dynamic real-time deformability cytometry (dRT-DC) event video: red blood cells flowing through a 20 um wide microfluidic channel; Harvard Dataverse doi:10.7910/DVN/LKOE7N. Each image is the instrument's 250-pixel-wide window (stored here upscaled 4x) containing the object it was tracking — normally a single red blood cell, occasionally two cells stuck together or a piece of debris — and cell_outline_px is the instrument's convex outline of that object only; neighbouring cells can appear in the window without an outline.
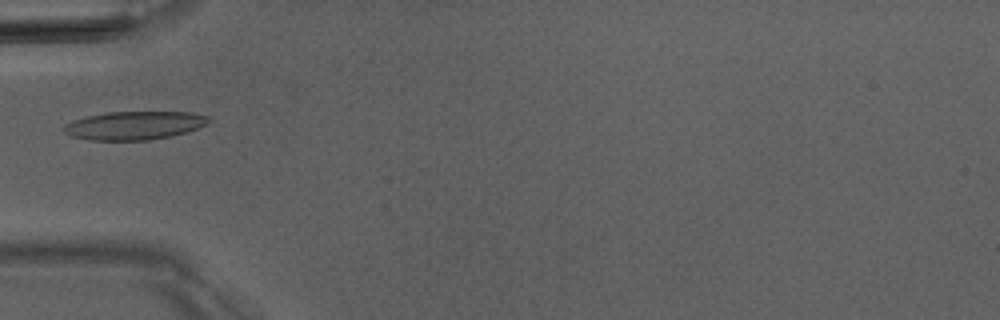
{"species": "Egyptian fruit bat (a non-hibernating species)", "species_latin": "Rousettus aegyptiacus", "temperature_condition": "room temperature", "stored_images_in_passage": 6, "camera_frame_rate_fps": 3000, "um_per_image_px": 0.085, "animal": {"sex": "male"}, "frame": {"image": 1, "passage_image": 4, "time_ms": 3.667, "image_size_px": [1000, 320], "cell_outline_px": [[212, 120], [208, 124], [184, 132], [168, 136], [148, 140], [92, 140], [72, 136], [64, 132], [64, 124], [72, 120], [88, 116], [108, 112], [192, 112], [208, 116]], "centroid_in_image_um": [11.42, 10.65], "position_along_channel_um": 73.6, "area_um2": 23.76}}
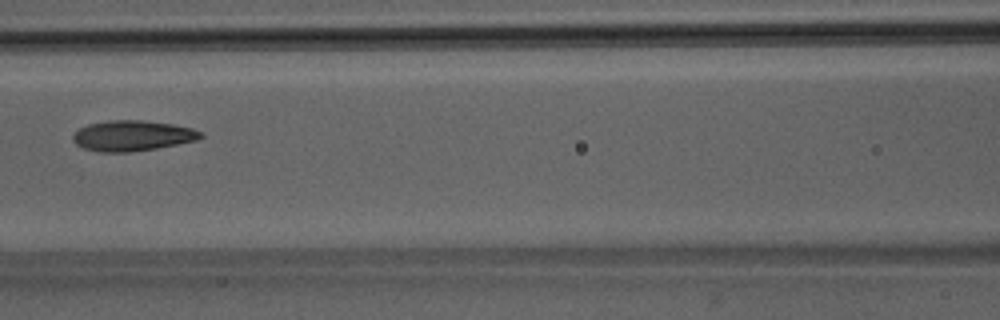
{"frame": {"image": 2, "passage_image": 6, "time_ms": 5.667, "image_size_px": [1000, 320], "cell_outline_px": [[204, 136], [196, 140], [156, 148], [128, 152], [100, 152], [84, 148], [76, 144], [72, 140], [72, 136], [80, 128], [88, 124], [108, 120], [140, 120], [172, 124], [192, 128], [204, 132]], "centroid_in_image_um": [11.25, 11.53], "position_along_channel_um": 155.3, "area_um2": 22.6}}